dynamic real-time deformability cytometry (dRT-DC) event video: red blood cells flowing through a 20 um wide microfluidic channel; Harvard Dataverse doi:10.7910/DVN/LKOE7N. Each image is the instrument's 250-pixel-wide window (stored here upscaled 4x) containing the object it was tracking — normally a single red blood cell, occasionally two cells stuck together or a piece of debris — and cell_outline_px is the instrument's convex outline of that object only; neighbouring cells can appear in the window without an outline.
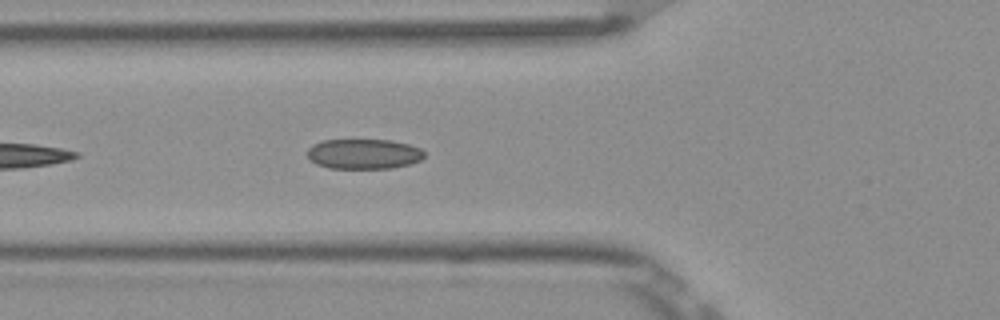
{"species": "Egyptian fruit bat (a non-hibernating species)", "species_latin": "Rousettus aegyptiacus", "temperature_condition": "room temperature", "stored_images_in_passage": 6, "segment_of_instrument_passage": [2, 2], "camera_frame_rate_fps": 3000, "um_per_image_px": 0.085, "frame": {"image": 1, "passage_image": 6, "time_ms": 1.667, "image_size_px": [1000, 320], "cell_outline_px": [[424, 156], [420, 160], [408, 164], [392, 168], [328, 168], [316, 164], [308, 156], [308, 148], [312, 144], [324, 140], [392, 140], [408, 144], [420, 148], [424, 152]], "centroid_in_image_um": [30.91, 13.08], "position_along_channel_um": 94.9, "area_um2": 20.4}}